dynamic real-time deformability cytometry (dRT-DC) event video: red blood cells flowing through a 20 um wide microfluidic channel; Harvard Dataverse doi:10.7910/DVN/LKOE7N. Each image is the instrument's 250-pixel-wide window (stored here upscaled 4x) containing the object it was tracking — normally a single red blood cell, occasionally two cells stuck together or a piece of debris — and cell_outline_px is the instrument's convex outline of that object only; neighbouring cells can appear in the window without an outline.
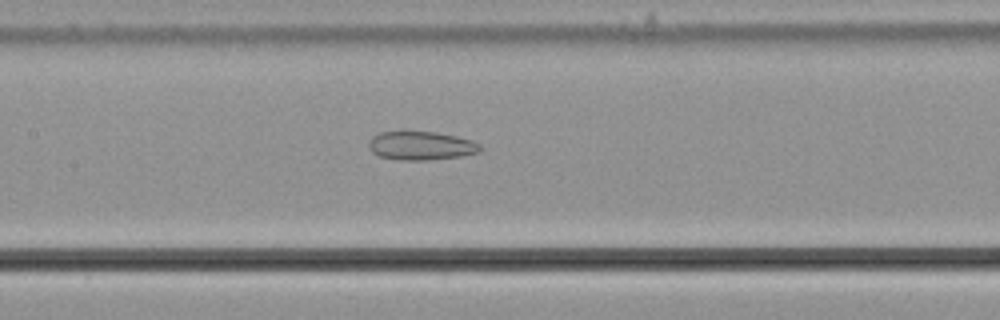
{"species": "common noctule bat (a hibernating species)", "species_latin": "Nyctalus noctula", "temperature_condition": "cold", "stored_images_in_passage": 46, "camera_frame_rate_fps": 3000, "um_per_image_px": 0.085, "animal": {"sex": "male", "body_mass_g": 21.5, "forearm_length_mm": 52.0}, "frame": {"image": 1, "passage_image": 17, "time_ms": 5.333, "image_size_px": [1000, 320], "cell_outline_px": [[484, 148], [480, 152], [460, 156], [428, 160], [400, 160], [380, 156], [372, 152], [368, 144], [368, 140], [372, 136], [380, 132], [436, 132], [456, 136], [472, 140], [480, 144]], "centroid_in_image_um": [35.81, 12.39], "position_along_channel_um": 171.6, "area_um2": 18.61}}
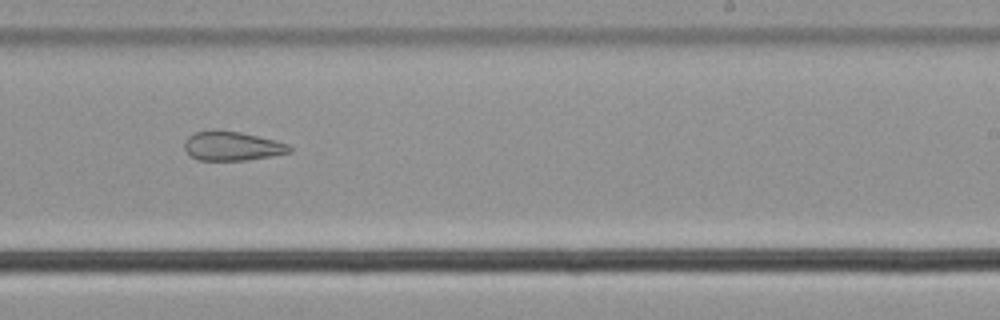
{"frame": {"image": 2, "passage_image": 25, "time_ms": 8.0, "image_size_px": [1000, 320], "cell_outline_px": [[292, 152], [272, 156], [248, 160], [200, 160], [192, 156], [184, 148], [184, 140], [192, 132], [212, 128], [240, 132], [276, 140], [288, 144], [292, 148]], "centroid_in_image_um": [19.71, 12.38], "position_along_channel_um": 269.3, "area_um2": 18.21}}
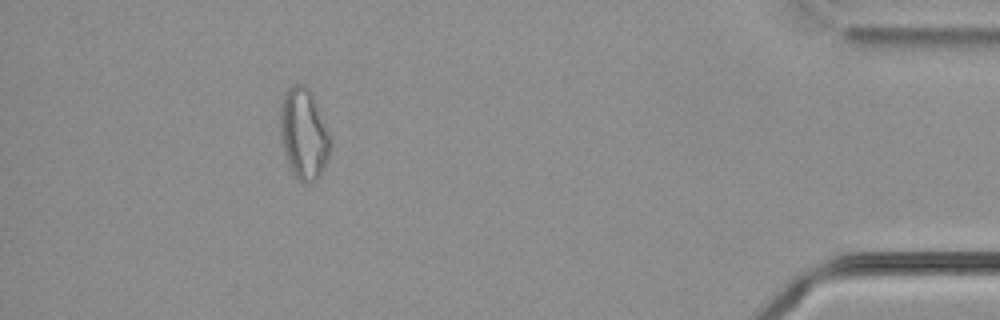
{"frame": {"image": 3, "passage_image": 41, "time_ms": 13.333, "image_size_px": [1000, 320], "cell_outline_px": [[332, 148], [328, 160], [320, 176], [316, 180], [308, 184], [300, 180], [296, 176], [288, 160], [280, 140], [280, 108], [284, 96], [288, 88], [292, 84], [304, 84], [308, 88], [332, 136]], "centroid_in_image_um": [25.86, 11.38], "position_along_channel_um": 409.3, "area_um2": 26.59}, "authors_computed_cell_mechanics": {"area_um2": 21.9929, "velocity_mm_per_s": 3.676, "shape_relaxation_time_tau1_ms": null, "shape_relaxation_time_tau2_ms": 11.0992, "deformation_change_tau1": null, "deformation_change_tau2": 0.2497}}